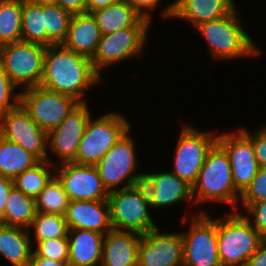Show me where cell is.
Listing matches in <instances>:
<instances>
[{"label":"cell","instance_id":"6da1fadb","mask_svg":"<svg viewBox=\"0 0 266 266\" xmlns=\"http://www.w3.org/2000/svg\"><path fill=\"white\" fill-rule=\"evenodd\" d=\"M100 78L88 57L73 52L62 44L46 47L41 87L85 103L82 99L84 91L97 84Z\"/></svg>","mask_w":266,"mask_h":266},{"label":"cell","instance_id":"7a4b0ae2","mask_svg":"<svg viewBox=\"0 0 266 266\" xmlns=\"http://www.w3.org/2000/svg\"><path fill=\"white\" fill-rule=\"evenodd\" d=\"M192 197L198 202L228 203L237 211L241 194L236 190L231 164L225 149L216 142L209 150L205 162L192 186ZM196 197V198H195Z\"/></svg>","mask_w":266,"mask_h":266},{"label":"cell","instance_id":"3957f363","mask_svg":"<svg viewBox=\"0 0 266 266\" xmlns=\"http://www.w3.org/2000/svg\"><path fill=\"white\" fill-rule=\"evenodd\" d=\"M218 255L222 266H246L264 237L244 213L217 220Z\"/></svg>","mask_w":266,"mask_h":266},{"label":"cell","instance_id":"277c9868","mask_svg":"<svg viewBox=\"0 0 266 266\" xmlns=\"http://www.w3.org/2000/svg\"><path fill=\"white\" fill-rule=\"evenodd\" d=\"M236 8L224 17L197 26L216 59L232 60L243 56H258L261 52L254 40L242 29Z\"/></svg>","mask_w":266,"mask_h":266},{"label":"cell","instance_id":"5b68a950","mask_svg":"<svg viewBox=\"0 0 266 266\" xmlns=\"http://www.w3.org/2000/svg\"><path fill=\"white\" fill-rule=\"evenodd\" d=\"M112 229L145 234L158 226L148 213L149 199L142 183L109 192Z\"/></svg>","mask_w":266,"mask_h":266},{"label":"cell","instance_id":"8992f818","mask_svg":"<svg viewBox=\"0 0 266 266\" xmlns=\"http://www.w3.org/2000/svg\"><path fill=\"white\" fill-rule=\"evenodd\" d=\"M130 123L116 112L88 120L82 139L79 141L74 163L96 165L128 130Z\"/></svg>","mask_w":266,"mask_h":266},{"label":"cell","instance_id":"52a82bcc","mask_svg":"<svg viewBox=\"0 0 266 266\" xmlns=\"http://www.w3.org/2000/svg\"><path fill=\"white\" fill-rule=\"evenodd\" d=\"M45 52L46 46L36 43H8L0 46V63L17 88H32L41 84Z\"/></svg>","mask_w":266,"mask_h":266},{"label":"cell","instance_id":"ba28073f","mask_svg":"<svg viewBox=\"0 0 266 266\" xmlns=\"http://www.w3.org/2000/svg\"><path fill=\"white\" fill-rule=\"evenodd\" d=\"M151 24L141 18L133 27H128L107 35H101L97 49L91 58L94 71L100 76V69L122 62L143 50Z\"/></svg>","mask_w":266,"mask_h":266},{"label":"cell","instance_id":"9c48e42d","mask_svg":"<svg viewBox=\"0 0 266 266\" xmlns=\"http://www.w3.org/2000/svg\"><path fill=\"white\" fill-rule=\"evenodd\" d=\"M183 237V266H222L218 255L217 219L204 211L193 215Z\"/></svg>","mask_w":266,"mask_h":266},{"label":"cell","instance_id":"30bf717a","mask_svg":"<svg viewBox=\"0 0 266 266\" xmlns=\"http://www.w3.org/2000/svg\"><path fill=\"white\" fill-rule=\"evenodd\" d=\"M129 130L119 138L115 145L95 165L104 187L108 192L117 190L121 182L125 184L120 188H128L143 181L144 173L133 174L137 166L135 145L128 135ZM116 187V188H115Z\"/></svg>","mask_w":266,"mask_h":266},{"label":"cell","instance_id":"8fae6325","mask_svg":"<svg viewBox=\"0 0 266 266\" xmlns=\"http://www.w3.org/2000/svg\"><path fill=\"white\" fill-rule=\"evenodd\" d=\"M20 104L45 131L56 128L79 102L74 98L41 86L20 92Z\"/></svg>","mask_w":266,"mask_h":266},{"label":"cell","instance_id":"7c38bea8","mask_svg":"<svg viewBox=\"0 0 266 266\" xmlns=\"http://www.w3.org/2000/svg\"><path fill=\"white\" fill-rule=\"evenodd\" d=\"M213 134L188 125L182 128L177 141L172 173L191 187L197 180L209 150L217 142L218 135Z\"/></svg>","mask_w":266,"mask_h":266},{"label":"cell","instance_id":"4fadbf2b","mask_svg":"<svg viewBox=\"0 0 266 266\" xmlns=\"http://www.w3.org/2000/svg\"><path fill=\"white\" fill-rule=\"evenodd\" d=\"M0 135L19 144L39 161H47L48 132L43 130L19 104L0 115Z\"/></svg>","mask_w":266,"mask_h":266},{"label":"cell","instance_id":"5bb4252c","mask_svg":"<svg viewBox=\"0 0 266 266\" xmlns=\"http://www.w3.org/2000/svg\"><path fill=\"white\" fill-rule=\"evenodd\" d=\"M236 133L219 134L217 142L228 154L235 188L242 194L257 174L259 165L251 139L241 129Z\"/></svg>","mask_w":266,"mask_h":266},{"label":"cell","instance_id":"9a60e30c","mask_svg":"<svg viewBox=\"0 0 266 266\" xmlns=\"http://www.w3.org/2000/svg\"><path fill=\"white\" fill-rule=\"evenodd\" d=\"M58 179L70 201L108 200L109 192L104 187L95 165H80L74 162L59 164Z\"/></svg>","mask_w":266,"mask_h":266},{"label":"cell","instance_id":"2e32d148","mask_svg":"<svg viewBox=\"0 0 266 266\" xmlns=\"http://www.w3.org/2000/svg\"><path fill=\"white\" fill-rule=\"evenodd\" d=\"M137 266H183L181 233H160L159 227L142 234Z\"/></svg>","mask_w":266,"mask_h":266},{"label":"cell","instance_id":"e0dca14e","mask_svg":"<svg viewBox=\"0 0 266 266\" xmlns=\"http://www.w3.org/2000/svg\"><path fill=\"white\" fill-rule=\"evenodd\" d=\"M90 116L87 103H79L56 128L48 132V148L59 156L60 164L75 161Z\"/></svg>","mask_w":266,"mask_h":266},{"label":"cell","instance_id":"ac0fdd59","mask_svg":"<svg viewBox=\"0 0 266 266\" xmlns=\"http://www.w3.org/2000/svg\"><path fill=\"white\" fill-rule=\"evenodd\" d=\"M141 183L145 186L149 205L152 208L194 200L192 199V187L172 172L144 173Z\"/></svg>","mask_w":266,"mask_h":266},{"label":"cell","instance_id":"d6986e66","mask_svg":"<svg viewBox=\"0 0 266 266\" xmlns=\"http://www.w3.org/2000/svg\"><path fill=\"white\" fill-rule=\"evenodd\" d=\"M64 217L69 229H87L104 235L112 229L108 200L69 201Z\"/></svg>","mask_w":266,"mask_h":266},{"label":"cell","instance_id":"ffe728a7","mask_svg":"<svg viewBox=\"0 0 266 266\" xmlns=\"http://www.w3.org/2000/svg\"><path fill=\"white\" fill-rule=\"evenodd\" d=\"M234 0H176L163 10V17L189 20L194 27L231 13Z\"/></svg>","mask_w":266,"mask_h":266},{"label":"cell","instance_id":"44dd1931","mask_svg":"<svg viewBox=\"0 0 266 266\" xmlns=\"http://www.w3.org/2000/svg\"><path fill=\"white\" fill-rule=\"evenodd\" d=\"M142 234L111 229L104 236L100 266H137Z\"/></svg>","mask_w":266,"mask_h":266},{"label":"cell","instance_id":"7402d4cb","mask_svg":"<svg viewBox=\"0 0 266 266\" xmlns=\"http://www.w3.org/2000/svg\"><path fill=\"white\" fill-rule=\"evenodd\" d=\"M101 39L99 26L91 13L72 14L62 45L91 59Z\"/></svg>","mask_w":266,"mask_h":266},{"label":"cell","instance_id":"603a6c76","mask_svg":"<svg viewBox=\"0 0 266 266\" xmlns=\"http://www.w3.org/2000/svg\"><path fill=\"white\" fill-rule=\"evenodd\" d=\"M104 236L87 229H69L68 266H100Z\"/></svg>","mask_w":266,"mask_h":266},{"label":"cell","instance_id":"cb8c5ba5","mask_svg":"<svg viewBox=\"0 0 266 266\" xmlns=\"http://www.w3.org/2000/svg\"><path fill=\"white\" fill-rule=\"evenodd\" d=\"M29 231L0 223V254L12 266H29L33 252Z\"/></svg>","mask_w":266,"mask_h":266},{"label":"cell","instance_id":"d4e9b609","mask_svg":"<svg viewBox=\"0 0 266 266\" xmlns=\"http://www.w3.org/2000/svg\"><path fill=\"white\" fill-rule=\"evenodd\" d=\"M91 14L99 26L101 35L133 27L142 18L126 0L92 11Z\"/></svg>","mask_w":266,"mask_h":266},{"label":"cell","instance_id":"484cf974","mask_svg":"<svg viewBox=\"0 0 266 266\" xmlns=\"http://www.w3.org/2000/svg\"><path fill=\"white\" fill-rule=\"evenodd\" d=\"M36 214L35 198L25 195L14 186L7 198L4 215L0 219V223L8 227L29 230Z\"/></svg>","mask_w":266,"mask_h":266},{"label":"cell","instance_id":"4316f807","mask_svg":"<svg viewBox=\"0 0 266 266\" xmlns=\"http://www.w3.org/2000/svg\"><path fill=\"white\" fill-rule=\"evenodd\" d=\"M39 160L19 144L0 135V176L14 179Z\"/></svg>","mask_w":266,"mask_h":266},{"label":"cell","instance_id":"83f0119b","mask_svg":"<svg viewBox=\"0 0 266 266\" xmlns=\"http://www.w3.org/2000/svg\"><path fill=\"white\" fill-rule=\"evenodd\" d=\"M21 32L22 41L47 47L45 5L30 4L22 0Z\"/></svg>","mask_w":266,"mask_h":266},{"label":"cell","instance_id":"f1b7e54d","mask_svg":"<svg viewBox=\"0 0 266 266\" xmlns=\"http://www.w3.org/2000/svg\"><path fill=\"white\" fill-rule=\"evenodd\" d=\"M22 0H0V46L22 40Z\"/></svg>","mask_w":266,"mask_h":266},{"label":"cell","instance_id":"f546056e","mask_svg":"<svg viewBox=\"0 0 266 266\" xmlns=\"http://www.w3.org/2000/svg\"><path fill=\"white\" fill-rule=\"evenodd\" d=\"M69 198L63 184L54 175L45 188L35 197L37 212L65 215Z\"/></svg>","mask_w":266,"mask_h":266},{"label":"cell","instance_id":"4dcf8cb0","mask_svg":"<svg viewBox=\"0 0 266 266\" xmlns=\"http://www.w3.org/2000/svg\"><path fill=\"white\" fill-rule=\"evenodd\" d=\"M51 161H39L13 179L14 186L25 195L35 198L51 180Z\"/></svg>","mask_w":266,"mask_h":266},{"label":"cell","instance_id":"1f68e13d","mask_svg":"<svg viewBox=\"0 0 266 266\" xmlns=\"http://www.w3.org/2000/svg\"><path fill=\"white\" fill-rule=\"evenodd\" d=\"M72 14L57 4L45 5L47 47L62 44L67 36Z\"/></svg>","mask_w":266,"mask_h":266},{"label":"cell","instance_id":"d6a6232c","mask_svg":"<svg viewBox=\"0 0 266 266\" xmlns=\"http://www.w3.org/2000/svg\"><path fill=\"white\" fill-rule=\"evenodd\" d=\"M34 229L36 242L68 236V225L63 215L37 212L29 229Z\"/></svg>","mask_w":266,"mask_h":266},{"label":"cell","instance_id":"836d02e7","mask_svg":"<svg viewBox=\"0 0 266 266\" xmlns=\"http://www.w3.org/2000/svg\"><path fill=\"white\" fill-rule=\"evenodd\" d=\"M34 252L41 257H45L58 262H68L69 260V240L68 237L48 239L37 243Z\"/></svg>","mask_w":266,"mask_h":266},{"label":"cell","instance_id":"e575fe53","mask_svg":"<svg viewBox=\"0 0 266 266\" xmlns=\"http://www.w3.org/2000/svg\"><path fill=\"white\" fill-rule=\"evenodd\" d=\"M266 199V167H259L251 184L241 194L243 208L247 210L253 203Z\"/></svg>","mask_w":266,"mask_h":266},{"label":"cell","instance_id":"d590c367","mask_svg":"<svg viewBox=\"0 0 266 266\" xmlns=\"http://www.w3.org/2000/svg\"><path fill=\"white\" fill-rule=\"evenodd\" d=\"M16 88L0 63V115L20 104V92L14 95ZM11 98L14 102H11Z\"/></svg>","mask_w":266,"mask_h":266},{"label":"cell","instance_id":"8d00e7d4","mask_svg":"<svg viewBox=\"0 0 266 266\" xmlns=\"http://www.w3.org/2000/svg\"><path fill=\"white\" fill-rule=\"evenodd\" d=\"M252 141L254 154L259 167H266V126L251 134L246 128L241 129Z\"/></svg>","mask_w":266,"mask_h":266},{"label":"cell","instance_id":"74e56055","mask_svg":"<svg viewBox=\"0 0 266 266\" xmlns=\"http://www.w3.org/2000/svg\"><path fill=\"white\" fill-rule=\"evenodd\" d=\"M246 216H253V227L266 238V199L253 203L247 210Z\"/></svg>","mask_w":266,"mask_h":266},{"label":"cell","instance_id":"f35d334b","mask_svg":"<svg viewBox=\"0 0 266 266\" xmlns=\"http://www.w3.org/2000/svg\"><path fill=\"white\" fill-rule=\"evenodd\" d=\"M133 9L144 19L151 22V10L158 6L160 0H126Z\"/></svg>","mask_w":266,"mask_h":266},{"label":"cell","instance_id":"ab89813d","mask_svg":"<svg viewBox=\"0 0 266 266\" xmlns=\"http://www.w3.org/2000/svg\"><path fill=\"white\" fill-rule=\"evenodd\" d=\"M57 5L71 14L87 12V0H57Z\"/></svg>","mask_w":266,"mask_h":266},{"label":"cell","instance_id":"60d3db41","mask_svg":"<svg viewBox=\"0 0 266 266\" xmlns=\"http://www.w3.org/2000/svg\"><path fill=\"white\" fill-rule=\"evenodd\" d=\"M13 187L14 181L12 179L0 176V219L4 215L6 201Z\"/></svg>","mask_w":266,"mask_h":266},{"label":"cell","instance_id":"b9f144b4","mask_svg":"<svg viewBox=\"0 0 266 266\" xmlns=\"http://www.w3.org/2000/svg\"><path fill=\"white\" fill-rule=\"evenodd\" d=\"M246 266H266V238L262 240L256 252L249 258Z\"/></svg>","mask_w":266,"mask_h":266},{"label":"cell","instance_id":"7bdbcfd3","mask_svg":"<svg viewBox=\"0 0 266 266\" xmlns=\"http://www.w3.org/2000/svg\"><path fill=\"white\" fill-rule=\"evenodd\" d=\"M29 266H68V262H58L38 256L35 252H32Z\"/></svg>","mask_w":266,"mask_h":266},{"label":"cell","instance_id":"ee69618b","mask_svg":"<svg viewBox=\"0 0 266 266\" xmlns=\"http://www.w3.org/2000/svg\"><path fill=\"white\" fill-rule=\"evenodd\" d=\"M120 0H87V13L105 8L108 5L119 2Z\"/></svg>","mask_w":266,"mask_h":266},{"label":"cell","instance_id":"f6af8a7d","mask_svg":"<svg viewBox=\"0 0 266 266\" xmlns=\"http://www.w3.org/2000/svg\"><path fill=\"white\" fill-rule=\"evenodd\" d=\"M24 2L35 4V5H49L57 4V0H23Z\"/></svg>","mask_w":266,"mask_h":266}]
</instances>
